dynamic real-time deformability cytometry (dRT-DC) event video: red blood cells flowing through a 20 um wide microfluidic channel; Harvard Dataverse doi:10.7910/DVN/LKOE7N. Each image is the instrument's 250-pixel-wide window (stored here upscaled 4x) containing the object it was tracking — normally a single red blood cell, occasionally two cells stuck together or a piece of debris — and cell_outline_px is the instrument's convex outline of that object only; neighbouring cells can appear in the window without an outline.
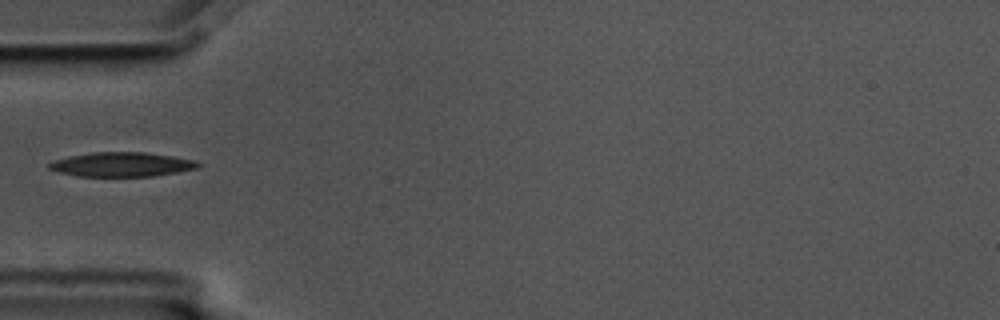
{"species": "common noctule bat (a hibernating species)", "species_latin": "Nyctalus noctula", "temperature_condition": "cold", "stored_images_in_passage": 22, "camera_frame_rate_fps": 3000, "um_per_image_px": 0.085, "animal": {"sex": "male", "body_mass_g": 17.5, "forearm_length_mm": 52.3}, "frame": {"image": 1, "passage_image": 1, "time_ms": 0.0, "image_size_px": [1000, 320], "cell_outline_px": [[200, 168], [152, 176], [76, 176], [60, 172], [48, 168], [48, 164], [52, 160], [68, 156], [92, 152], [144, 152], [172, 156], [196, 160], [200, 164]], "centroid_in_image_um": [10.34, 13.97], "position_along_channel_um": 74.7, "area_um2": 21.15}}
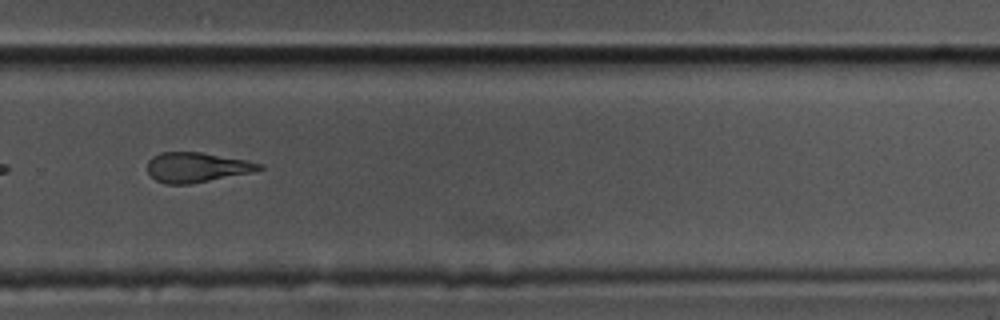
{"frame": {"image": 2, "passage_image": 21, "time_ms": 6.667, "image_size_px": [1000, 320], "cell_outline_px": [[264, 168], [252, 172], [188, 184], [164, 184], [156, 180], [148, 172], [148, 160], [152, 156], [160, 152], [200, 152], [248, 160], [264, 164]], "centroid_in_image_um": [16.72, 14.21], "position_along_channel_um": 313.1, "area_um2": 19.42}}